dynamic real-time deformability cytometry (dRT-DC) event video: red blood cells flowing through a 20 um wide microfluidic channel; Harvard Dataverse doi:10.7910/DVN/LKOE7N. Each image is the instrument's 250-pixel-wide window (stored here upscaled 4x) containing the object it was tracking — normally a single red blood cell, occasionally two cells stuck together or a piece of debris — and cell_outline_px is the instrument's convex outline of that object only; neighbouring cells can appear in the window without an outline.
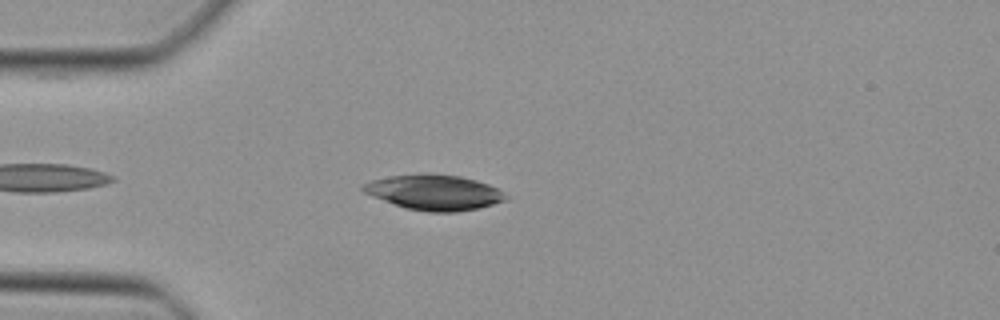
{"species": "Egyptian fruit bat (a non-hibernating species)", "species_latin": "Rousettus aegyptiacus", "temperature_condition": "cold", "stored_images_in_passage": 12, "camera_frame_rate_fps": 3000, "um_per_image_px": 0.085, "animal": {"sex": "female"}, "frame": {"image": 1, "passage_image": 6, "time_ms": 1.667, "image_size_px": [1000, 320], "cell_outline_px": [[508, 200], [476, 208], [456, 212], [428, 212], [408, 208], [372, 196], [364, 192], [360, 188], [360, 184], [372, 180], [388, 176], [460, 176], [476, 180], [488, 184], [504, 192], [508, 196]], "centroid_in_image_um": [36.93, 16.38], "position_along_channel_um": 48.1, "area_um2": 28.38}}
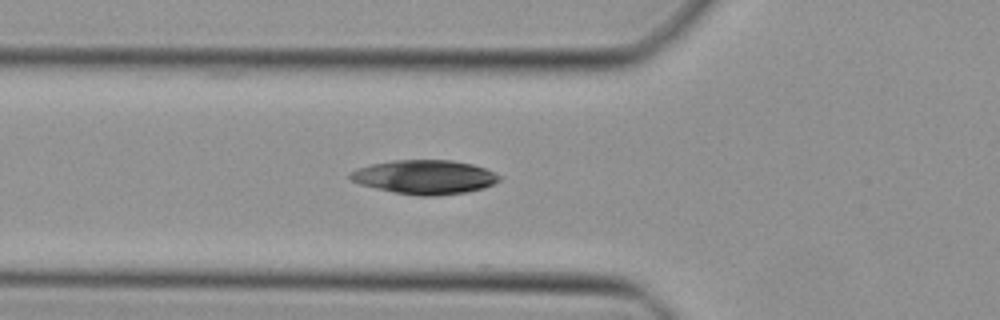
{"frame": {"image": 2, "passage_image": 10, "time_ms": 3.0, "image_size_px": [1000, 320], "cell_outline_px": [[504, 176], [500, 180], [484, 188], [464, 192], [432, 196], [420, 196], [396, 192], [376, 188], [360, 184], [352, 180], [348, 176], [348, 172], [356, 168], [372, 164], [392, 160], [452, 160], [472, 164], [484, 168]], "centroid_in_image_um": [36.1, 15.03], "position_along_channel_um": 89.7, "area_um2": 29.54}}